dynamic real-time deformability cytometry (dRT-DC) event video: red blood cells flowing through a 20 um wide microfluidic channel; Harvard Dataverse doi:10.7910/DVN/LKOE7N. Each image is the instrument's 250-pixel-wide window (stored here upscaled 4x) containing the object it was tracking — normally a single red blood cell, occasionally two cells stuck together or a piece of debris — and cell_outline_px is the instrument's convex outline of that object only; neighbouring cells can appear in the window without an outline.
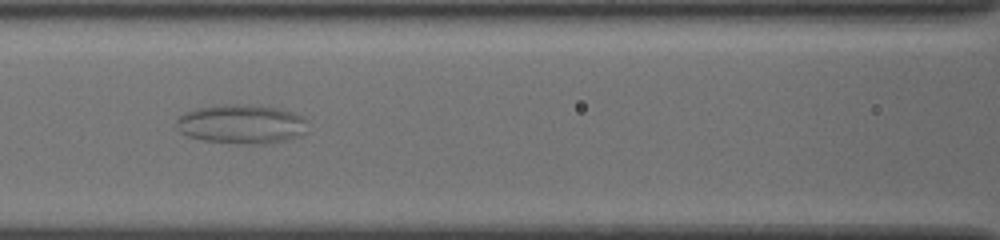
{"species": "common noctule bat (a hibernating species)", "species_latin": "Nyctalus noctula", "temperature_condition": "cold", "stored_images_in_passage": 41, "segment_of_instrument_passage": [1, 2], "camera_frame_rate_fps": 3000, "um_per_image_px": 0.085, "animal": {"sex": "female", "body_mass_g": 19.5, "forearm_length_mm": 54.1}, "frame": {"image": 1, "passage_image": 11, "time_ms": 3.333, "image_size_px": [1000, 240], "cell_outline_px": [[304, 132], [284, 140], [260, 144], [236, 144], [204, 140], [188, 136], [180, 132], [176, 128], [176, 120], [184, 112], [200, 108], [232, 104], [280, 108], [300, 116], [304, 120]], "centroid_in_image_um": [20.43, 10.56], "position_along_channel_um": 146.2, "area_um2": 29.25}}
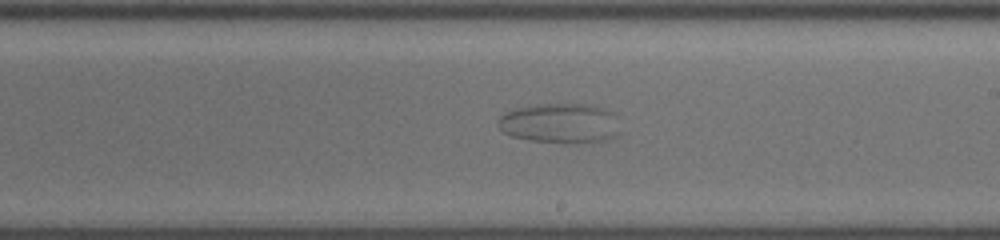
{"frame": {"image": 2, "passage_image": 19, "time_ms": 6.0, "image_size_px": [1000, 240], "cell_outline_px": [[620, 132], [616, 136], [608, 140], [592, 144], [568, 144], [528, 140], [512, 136], [504, 132], [500, 128], [500, 116], [504, 112], [516, 108], [540, 104], [588, 104], [604, 108], [616, 112]], "centroid_in_image_um": [47.71, 10.5], "position_along_channel_um": 241.3, "area_um2": 29.13}}
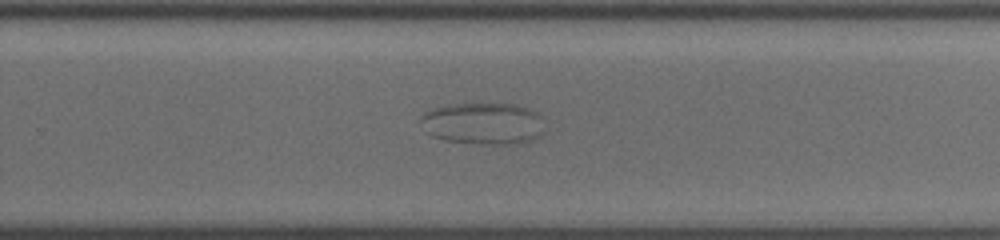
{"frame": {"image": 3, "passage_image": 23, "time_ms": 7.333, "image_size_px": [1000, 240], "cell_outline_px": [[544, 132], [540, 136], [532, 140], [508, 144], [484, 144], [444, 140], [432, 136], [424, 132], [420, 120], [424, 112], [432, 108], [444, 104], [516, 104], [540, 112]], "centroid_in_image_um": [41.06, 10.49], "position_along_channel_um": 288.7, "area_um2": 30.58}}